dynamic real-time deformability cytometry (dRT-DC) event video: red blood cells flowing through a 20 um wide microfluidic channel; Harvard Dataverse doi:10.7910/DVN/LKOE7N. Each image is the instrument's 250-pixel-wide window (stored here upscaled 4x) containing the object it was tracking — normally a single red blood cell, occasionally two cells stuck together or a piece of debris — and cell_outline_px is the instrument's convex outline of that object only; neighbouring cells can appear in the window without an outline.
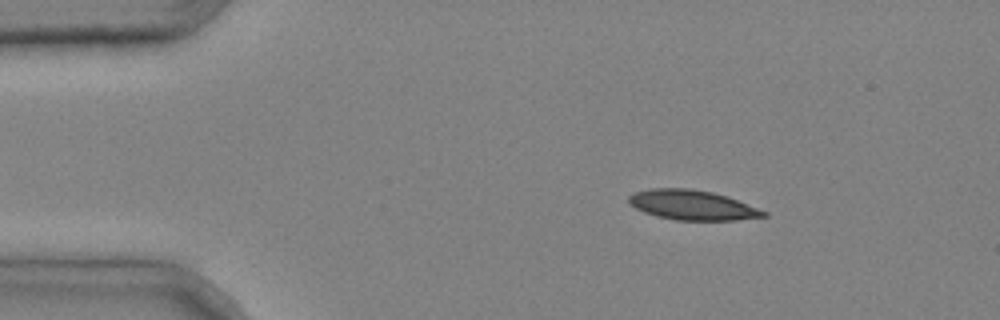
{"species": "common noctule bat (a hibernating species)", "species_latin": "Nyctalus noctula", "temperature_condition": "cold", "stored_images_in_passage": 3, "camera_frame_rate_fps": 3000, "um_per_image_px": 0.085, "animal": {"sex": "male", "body_mass_g": 20.4}, "frame": {"image": 1, "passage_image": 1, "time_ms": 0.0, "image_size_px": [1000, 320], "cell_outline_px": [[768, 216], [736, 220], [676, 220], [656, 216], [644, 212], [628, 204], [628, 196], [636, 192], [648, 188], [692, 188], [712, 192], [736, 200], [768, 212]], "centroid_in_image_um": [58.8, 17.43], "position_along_channel_um": 26.2, "area_um2": 23.35}}
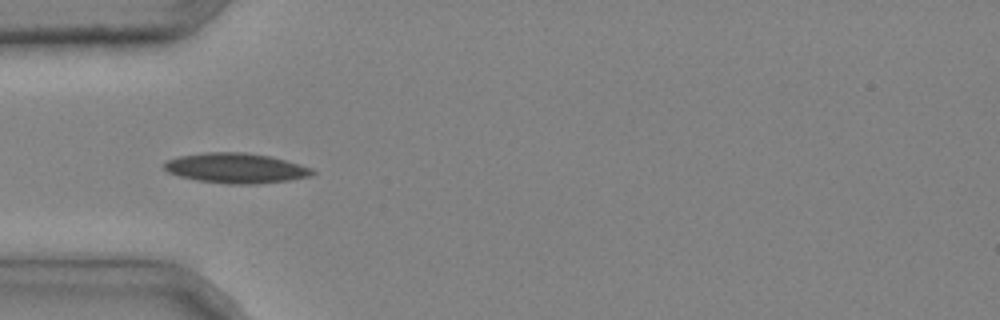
{"frame": {"image": 2, "passage_image": 3, "time_ms": 0.667, "image_size_px": [1000, 320], "cell_outline_px": [[316, 172], [312, 176], [288, 180], [256, 184], [228, 184], [196, 180], [180, 176], [168, 172], [164, 168], [164, 164], [168, 160], [180, 156], [204, 152], [244, 152], [268, 156], [300, 164], [312, 168]], "centroid_in_image_um": [20.07, 14.29], "position_along_channel_um": 64.9, "area_um2": 25.84}}